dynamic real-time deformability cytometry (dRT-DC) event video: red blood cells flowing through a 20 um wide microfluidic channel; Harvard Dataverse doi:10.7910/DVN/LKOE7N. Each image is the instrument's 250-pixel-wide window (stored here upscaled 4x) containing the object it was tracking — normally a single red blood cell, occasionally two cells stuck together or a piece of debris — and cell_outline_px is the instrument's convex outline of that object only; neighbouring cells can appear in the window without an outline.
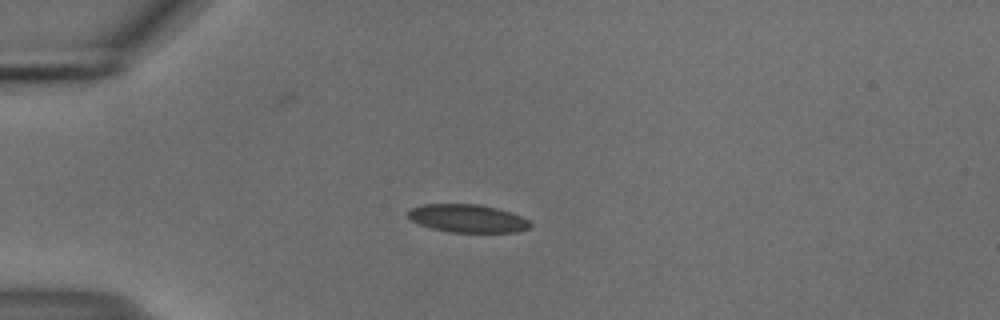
{"species": "common noctule bat (a hibernating species)", "species_latin": "Nyctalus noctula", "temperature_condition": "cold", "stored_images_in_passage": 37, "camera_frame_rate_fps": 3000, "um_per_image_px": 0.085, "animal": {"sex": "male", "body_mass_g": 18.8}, "frame": {"image": 1, "passage_image": 1, "time_ms": 0.0, "image_size_px": [1000, 320], "cell_outline_px": [[532, 228], [520, 232], [448, 232], [432, 228], [420, 224], [412, 220], [408, 216], [408, 212], [412, 208], [420, 204], [480, 204], [496, 208], [520, 216], [528, 220], [532, 224]], "centroid_in_image_um": [39.77, 18.57], "position_along_channel_um": 45.2, "area_um2": 19.94}}
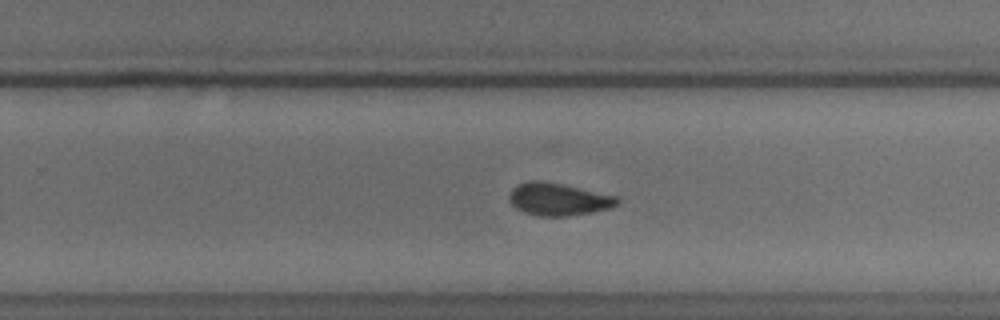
{"frame": {"image": 2, "passage_image": 22, "time_ms": 7.0, "image_size_px": [1000, 320], "cell_outline_px": [[620, 200], [616, 204], [608, 208], [592, 212], [568, 216], [540, 216], [524, 212], [516, 208], [508, 200], [508, 196], [512, 188], [520, 184], [532, 180], [540, 180], [564, 184], [620, 196]], "centroid_in_image_um": [47.47, 16.92], "position_along_channel_um": 282.3, "area_um2": 20.58}}
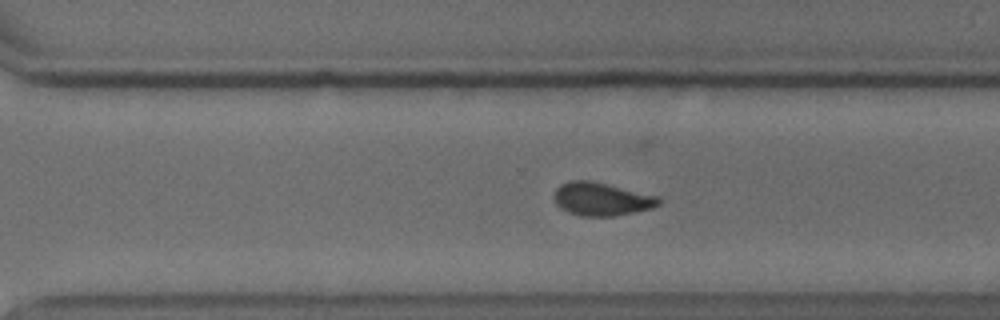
{"frame": {"image": 3, "passage_image": 25, "time_ms": 8.0, "image_size_px": [1000, 320], "cell_outline_px": [[660, 204], [652, 208], [616, 216], [580, 216], [568, 212], [560, 208], [552, 200], [552, 196], [556, 188], [560, 184], [568, 180], [588, 180], [660, 196]], "centroid_in_image_um": [51.09, 16.92], "position_along_channel_um": 319.5, "area_um2": 20.46}, "authors_computed_cell_mechanics": {"area_um2": 20.4034, "velocity_mm_per_s": 3.725, "shape_relaxation_time_tau1_ms": 5.1337, "shape_relaxation_time_tau2_ms": 1.5695, "deformation_change_tau1": 0.1211, "deformation_change_tau2": 0.0627}}